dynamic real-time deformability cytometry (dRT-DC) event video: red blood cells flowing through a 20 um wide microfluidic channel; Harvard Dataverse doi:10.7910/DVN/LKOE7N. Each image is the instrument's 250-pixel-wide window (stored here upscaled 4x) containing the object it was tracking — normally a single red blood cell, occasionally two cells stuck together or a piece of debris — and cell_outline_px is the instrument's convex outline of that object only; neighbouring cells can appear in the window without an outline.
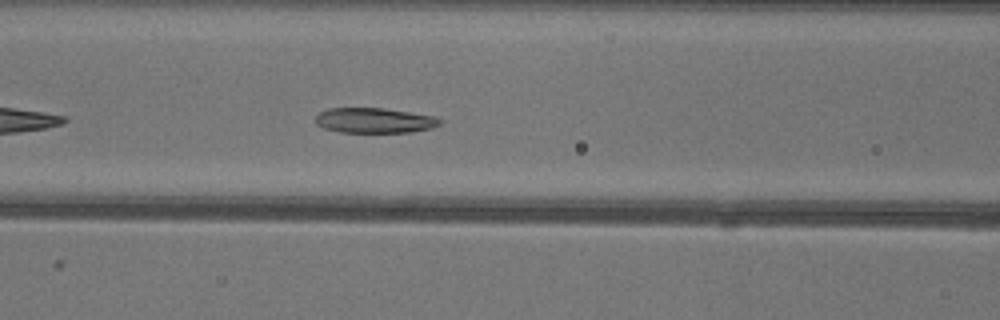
{"species": "common noctule bat (a hibernating species)", "species_latin": "Nyctalus noctula", "temperature_condition": "warm", "stored_images_in_passage": 28, "camera_frame_rate_fps": 3000, "um_per_image_px": 0.085, "animal": {"sex": "female"}, "frame": {"image": 1, "passage_image": 8, "time_ms": 2.333, "image_size_px": [1000, 320], "cell_outline_px": [[444, 120], [440, 124], [432, 128], [412, 132], [340, 132], [324, 128], [316, 124], [316, 116], [320, 112], [328, 108], [384, 108], [436, 116]], "centroid_in_image_um": [31.87, 10.23], "position_along_channel_um": 134.7, "area_um2": 18.32}}
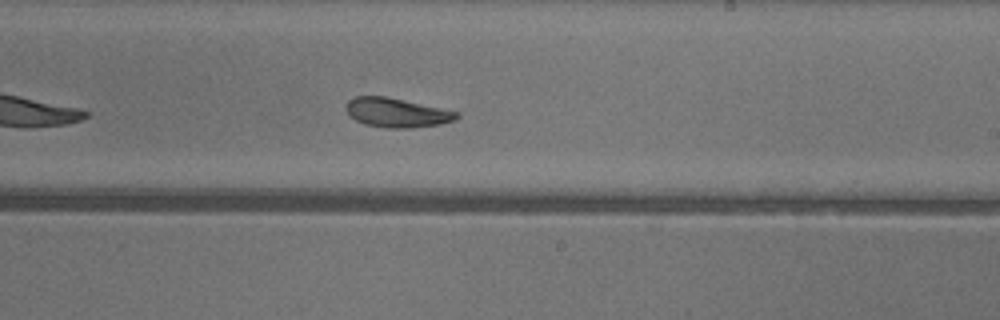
{"frame": {"image": 2, "passage_image": 17, "time_ms": 5.333, "image_size_px": [1000, 320], "cell_outline_px": [[460, 116], [456, 120], [440, 124], [412, 128], [388, 128], [364, 124], [348, 116], [344, 108], [344, 104], [348, 100], [356, 96], [384, 96], [460, 112]], "centroid_in_image_um": [33.69, 9.58], "position_along_channel_um": 255.3, "area_um2": 19.02}}
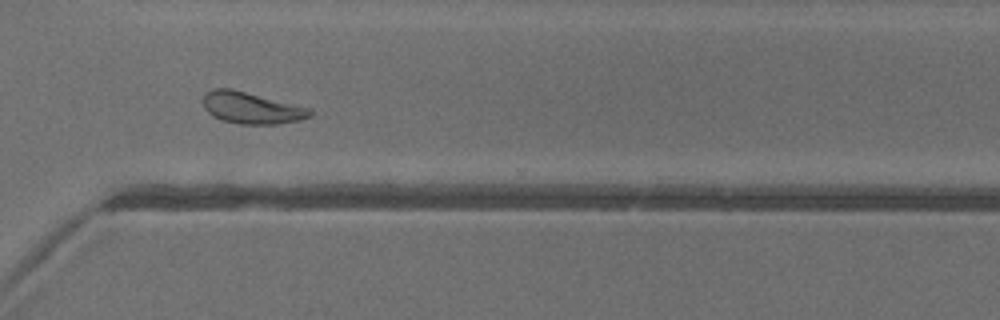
{"frame": {"image": 3, "passage_image": 24, "time_ms": 7.667, "image_size_px": [1000, 320], "cell_outline_px": [[312, 116], [300, 120], [276, 124], [240, 124], [220, 120], [212, 116], [204, 108], [204, 92], [212, 88], [232, 88], [312, 108]], "centroid_in_image_um": [21.38, 9.16], "position_along_channel_um": 349.2, "area_um2": 20.0}, "authors_computed_cell_mechanics": {"area_um2": 19.2763, "velocity_mm_per_s": 4.0264, "shape_relaxation_time_tau1_ms": 5.2792, "shape_relaxation_time_tau2_ms": 2.3379, "deformation_change_tau1": 0.1627, "deformation_change_tau2": 0.0809}}